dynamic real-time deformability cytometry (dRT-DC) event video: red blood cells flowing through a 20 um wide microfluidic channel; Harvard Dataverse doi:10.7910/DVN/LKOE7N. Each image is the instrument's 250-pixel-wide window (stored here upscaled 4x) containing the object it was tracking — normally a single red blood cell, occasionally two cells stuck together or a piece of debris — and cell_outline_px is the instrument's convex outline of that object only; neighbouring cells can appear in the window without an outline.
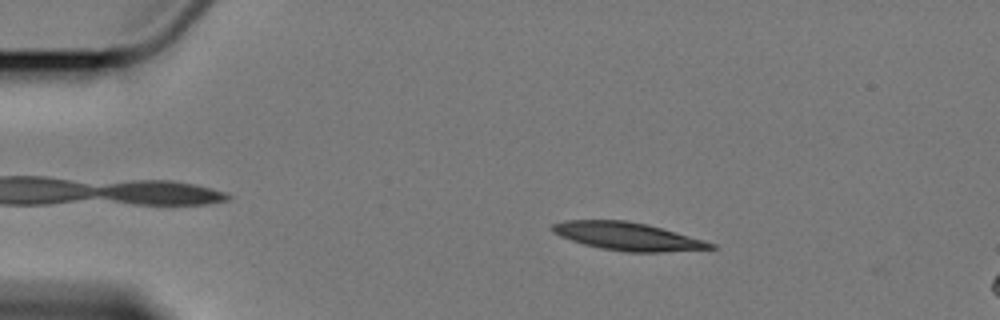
{"species": "Egyptian fruit bat (a non-hibernating species)", "species_latin": "Rousettus aegyptiacus", "temperature_condition": "cold", "stored_images_in_passage": 5, "camera_frame_rate_fps": 3000, "um_per_image_px": 0.085, "animal": {"sex": "female"}, "frame": {"image": 1, "passage_image": 2, "time_ms": 1.333, "image_size_px": [1000, 320], "cell_outline_px": [[716, 248], [664, 252], [624, 252], [600, 248], [584, 244], [560, 236], [552, 232], [548, 228], [552, 224], [564, 220], [624, 220], [648, 224], [704, 240], [716, 244]], "centroid_in_image_um": [53.32, 20.09], "position_along_channel_um": 31.7, "area_um2": 25.84}}
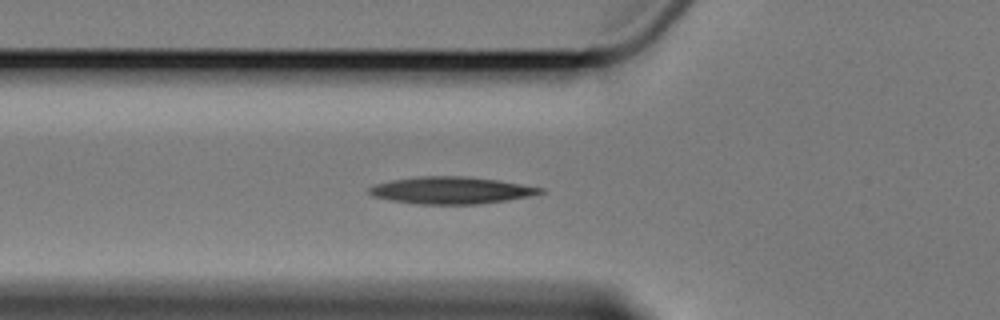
{"frame": {"image": 2, "passage_image": 5, "time_ms": 4.667, "image_size_px": [1000, 320], "cell_outline_px": [[544, 192], [532, 196], [508, 200], [480, 204], [416, 204], [388, 200], [372, 196], [368, 192], [368, 188], [376, 184], [392, 180], [416, 176], [464, 176], [496, 180], [544, 188]], "centroid_in_image_um": [38.33, 16.18], "position_along_channel_um": 87.5, "area_um2": 27.05}}